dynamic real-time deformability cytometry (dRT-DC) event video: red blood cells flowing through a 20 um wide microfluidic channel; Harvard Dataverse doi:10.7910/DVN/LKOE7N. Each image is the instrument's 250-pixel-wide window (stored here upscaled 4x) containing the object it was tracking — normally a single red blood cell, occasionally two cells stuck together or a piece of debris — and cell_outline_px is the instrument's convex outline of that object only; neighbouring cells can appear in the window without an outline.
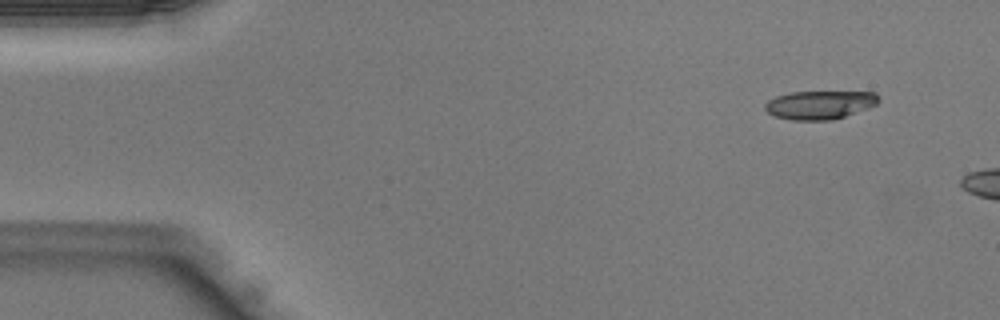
{"species": "Egyptian fruit bat (a non-hibernating species)", "species_latin": "Rousettus aegyptiacus", "temperature_condition": "warm", "stored_images_in_passage": 5, "camera_frame_rate_fps": 3000, "um_per_image_px": 0.085, "animal": {"sex": "male"}, "frame": {"image": 1, "passage_image": 1, "time_ms": 0.0, "image_size_px": [1000, 320], "cell_outline_px": [[880, 100], [876, 104], [868, 108], [832, 120], [792, 120], [776, 116], [768, 112], [764, 108], [764, 104], [768, 100], [776, 96], [792, 92], [876, 92], [880, 96]], "centroid_in_image_um": [69.69, 8.91], "position_along_channel_um": 15.3, "area_um2": 18.79}}